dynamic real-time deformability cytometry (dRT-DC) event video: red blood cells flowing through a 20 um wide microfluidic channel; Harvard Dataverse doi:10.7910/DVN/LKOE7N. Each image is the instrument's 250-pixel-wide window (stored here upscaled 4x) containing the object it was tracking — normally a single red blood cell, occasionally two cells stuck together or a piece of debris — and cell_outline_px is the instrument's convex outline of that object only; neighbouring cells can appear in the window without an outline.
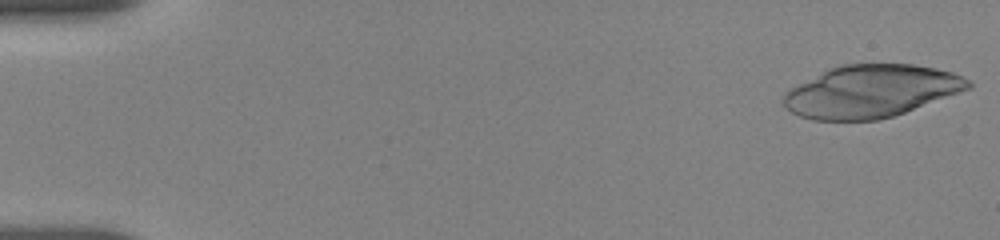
{"species": "human", "species_latin": "Homo sapiens", "temperature_condition": "room temperature", "stored_images_in_passage": 41, "camera_frame_rate_fps": 3000, "um_per_image_px": 0.085, "donor": {"sex": "female"}, "frame": {"image": 1, "passage_image": 1, "time_ms": 0.0, "image_size_px": [1000, 240], "cell_outline_px": [[972, 88], [904, 112], [892, 116], [876, 120], [812, 120], [800, 116], [792, 112], [784, 104], [784, 92], [828, 68], [840, 64], [912, 64], [936, 68], [952, 72], [972, 80]], "centroid_in_image_um": [74.06, 7.75], "position_along_channel_um": 10.9, "area_um2": 56.24}}